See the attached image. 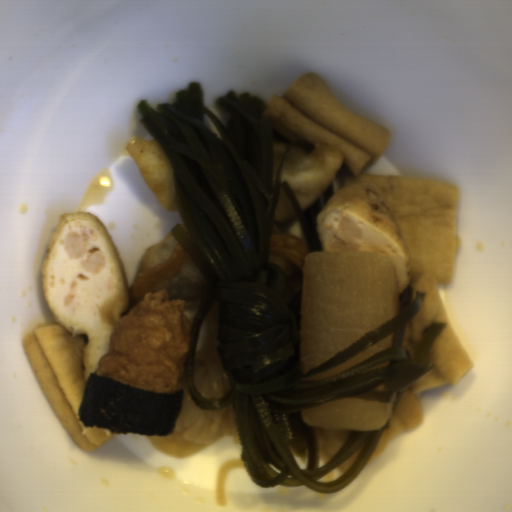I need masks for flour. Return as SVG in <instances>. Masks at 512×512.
<instances>
[{"label":"flour","instance_id":"flour-1","mask_svg":"<svg viewBox=\"0 0 512 512\" xmlns=\"http://www.w3.org/2000/svg\"><path fill=\"white\" fill-rule=\"evenodd\" d=\"M202 282L201 273L171 230L142 252L128 285V305L136 306L145 294L158 289H166L170 300L199 301Z\"/></svg>","mask_w":512,"mask_h":512},{"label":"flour","instance_id":"flour-2","mask_svg":"<svg viewBox=\"0 0 512 512\" xmlns=\"http://www.w3.org/2000/svg\"><path fill=\"white\" fill-rule=\"evenodd\" d=\"M311 254L305 238L271 228L269 240V263L283 272H303L306 255Z\"/></svg>","mask_w":512,"mask_h":512}]
</instances>
